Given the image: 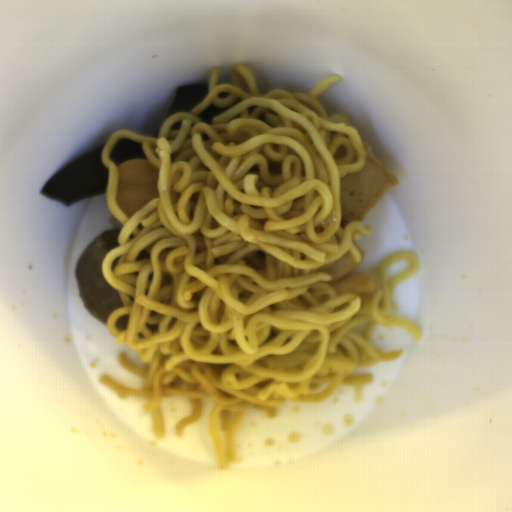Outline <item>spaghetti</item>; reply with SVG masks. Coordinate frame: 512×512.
Returning <instances> with one entry per match:
<instances>
[{
	"instance_id": "c7327b10",
	"label": "spaghetti",
	"mask_w": 512,
	"mask_h": 512,
	"mask_svg": "<svg viewBox=\"0 0 512 512\" xmlns=\"http://www.w3.org/2000/svg\"><path fill=\"white\" fill-rule=\"evenodd\" d=\"M218 76L212 67L207 95L191 111L169 114L157 137L119 129L103 143L106 202L123 227L101 265L125 304L106 324L118 344L150 364L138 366L121 351L120 363L143 378L142 388L107 375L99 381L118 397L147 401L156 438L164 433L162 398L190 403L175 426L178 438L201 417L203 397L212 398L207 428L220 470L241 459L246 409L274 419L285 403L322 401L341 384H353L360 401L374 376L351 372L402 353L373 345L376 326L404 329L415 342L421 330L397 316L394 301L395 287L419 270L412 250L369 271L370 299L339 294L321 271L347 251L363 262L353 240L372 235L362 221L341 225L340 178L363 169L365 143L348 116L329 117L317 99L342 75L297 93L261 92L241 62L232 64L231 82L218 84ZM240 98L209 124L197 116ZM179 121L180 131L169 130ZM125 138L143 144L159 168L160 197L131 218L115 202L119 165L108 159ZM143 250L149 260L135 261ZM127 313L129 328L117 331L116 319Z\"/></svg>"
}]
</instances>
